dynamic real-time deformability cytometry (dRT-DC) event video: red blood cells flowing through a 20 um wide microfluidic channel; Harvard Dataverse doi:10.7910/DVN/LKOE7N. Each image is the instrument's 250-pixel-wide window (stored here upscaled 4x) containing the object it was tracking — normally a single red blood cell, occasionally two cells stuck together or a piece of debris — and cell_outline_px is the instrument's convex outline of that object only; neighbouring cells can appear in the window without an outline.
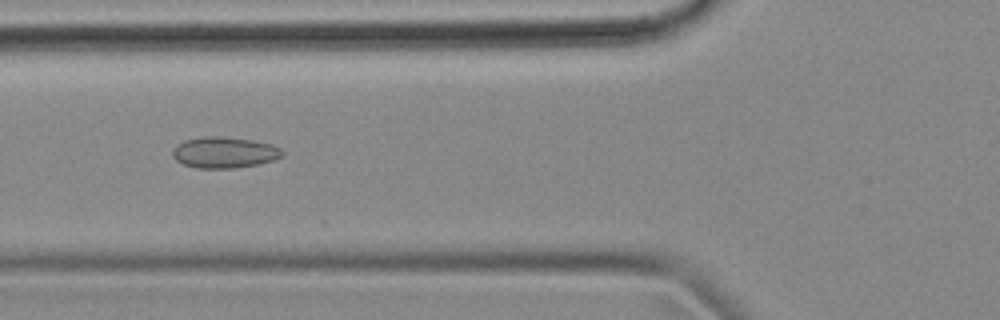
{"species": "common noctule bat (a hibernating species)", "species_latin": "Nyctalus noctula", "temperature_condition": "cold", "stored_images_in_passage": 55, "camera_frame_rate_fps": 3000, "um_per_image_px": 0.085, "animal": {"sex": "female", "body_mass_g": 18.4}, "frame": {"image": 1, "passage_image": 20, "time_ms": 6.333, "image_size_px": [1000, 320], "cell_outline_px": [[284, 152], [280, 156], [272, 160], [256, 164], [236, 168], [196, 168], [184, 164], [176, 160], [172, 156], [172, 152], [184, 140], [204, 136], [216, 136], [252, 140], [272, 144], [280, 148]], "centroid_in_image_um": [19.06, 12.96], "position_along_channel_um": 106.7, "area_um2": 19.59}}
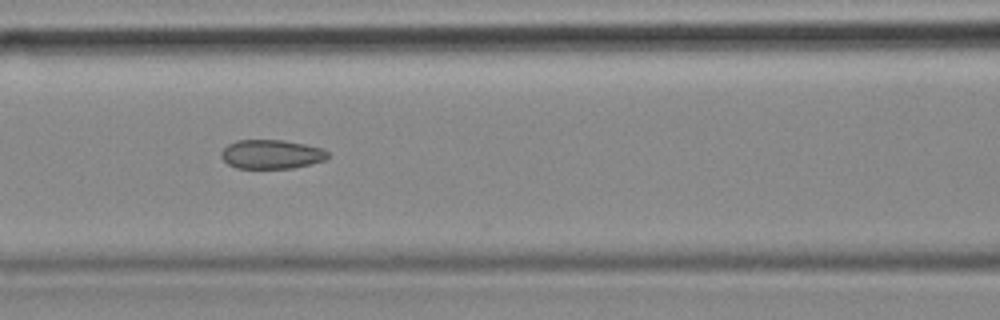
{"frame": {"image": 2, "passage_image": 23, "time_ms": 7.333, "image_size_px": [1000, 320], "cell_outline_px": [[328, 156], [324, 160], [292, 168], [236, 168], [228, 164], [220, 156], [220, 152], [228, 144], [236, 140], [284, 140], [304, 144], [320, 148], [328, 152]], "centroid_in_image_um": [23.02, 13.11], "position_along_channel_um": 143.6, "area_um2": 17.92}}
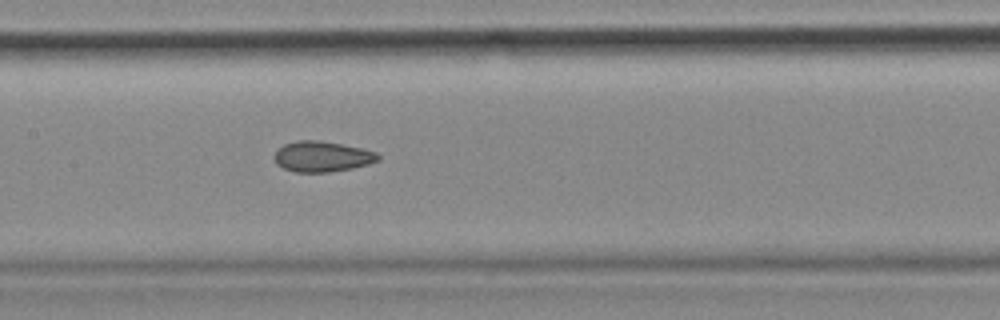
{"frame": {"image": 3, "passage_image": 26, "time_ms": 8.333, "image_size_px": [1000, 320], "cell_outline_px": [[380, 160], [368, 164], [352, 168], [328, 172], [296, 172], [284, 168], [276, 164], [276, 152], [284, 144], [296, 140], [320, 140], [360, 148], [376, 152], [380, 156]], "centroid_in_image_um": [27.4, 13.3], "position_along_channel_um": 180.0, "area_um2": 18.26}, "authors_computed_cell_mechanics": {"area_um2": 19.3052, "velocity_mm_per_s": 3.6522, "shape_relaxation_time_tau1_ms": null, "shape_relaxation_time_tau2_ms": 4.1, "deformation_change_tau1": null, "deformation_change_tau2": 0.0858}}